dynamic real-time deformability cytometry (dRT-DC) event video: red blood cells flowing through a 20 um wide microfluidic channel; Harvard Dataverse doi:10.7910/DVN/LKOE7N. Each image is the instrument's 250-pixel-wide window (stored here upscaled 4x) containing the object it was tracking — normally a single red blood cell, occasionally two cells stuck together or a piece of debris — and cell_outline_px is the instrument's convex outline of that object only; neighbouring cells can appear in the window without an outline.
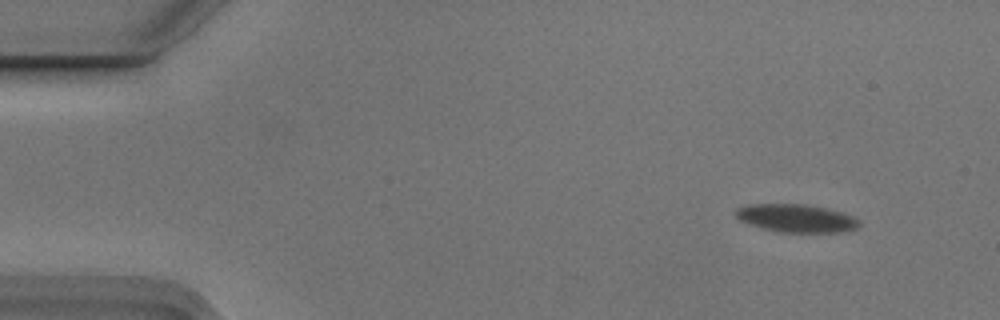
{"species": "Egyptian fruit bat (a non-hibernating species)", "species_latin": "Rousettus aegyptiacus", "temperature_condition": "cold", "stored_images_in_passage": 5, "camera_frame_rate_fps": 3000, "um_per_image_px": 0.085, "animal": {"sex": "male"}, "frame": {"image": 1, "passage_image": 1, "time_ms": 0.0, "image_size_px": [1000, 320], "cell_outline_px": [[860, 224], [856, 228], [848, 232], [780, 232], [764, 228], [740, 220], [736, 216], [736, 208], [752, 204], [804, 204], [844, 212], [860, 220]], "centroid_in_image_um": [67.74, 18.55], "position_along_channel_um": 17.3, "area_um2": 20.0}}